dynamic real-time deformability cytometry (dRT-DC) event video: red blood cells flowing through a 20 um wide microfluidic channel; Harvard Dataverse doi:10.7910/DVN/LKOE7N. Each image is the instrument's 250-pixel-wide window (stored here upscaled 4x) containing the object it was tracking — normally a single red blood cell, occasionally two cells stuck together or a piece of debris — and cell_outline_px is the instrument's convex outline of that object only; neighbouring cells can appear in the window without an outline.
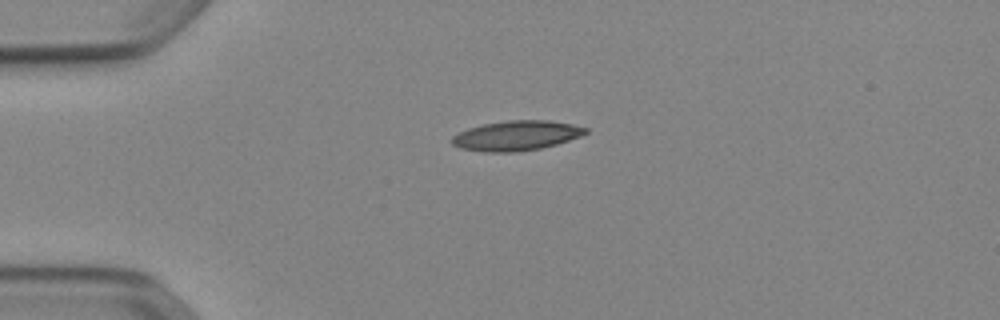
{"species": "Egyptian fruit bat (a non-hibernating species)", "species_latin": "Rousettus aegyptiacus", "temperature_condition": "cold", "stored_images_in_passage": 13, "camera_frame_rate_fps": 3000, "um_per_image_px": 0.085, "animal": {"sex": "female"}, "frame": {"image": 1, "passage_image": 1, "time_ms": 0.0, "image_size_px": [1000, 320], "cell_outline_px": [[588, 132], [580, 136], [556, 144], [540, 148], [516, 152], [484, 152], [460, 148], [452, 144], [452, 136], [468, 128], [484, 124], [508, 120], [548, 120], [572, 124], [588, 128]], "centroid_in_image_um": [43.89, 11.52], "position_along_channel_um": 41.1, "area_um2": 23.12}}
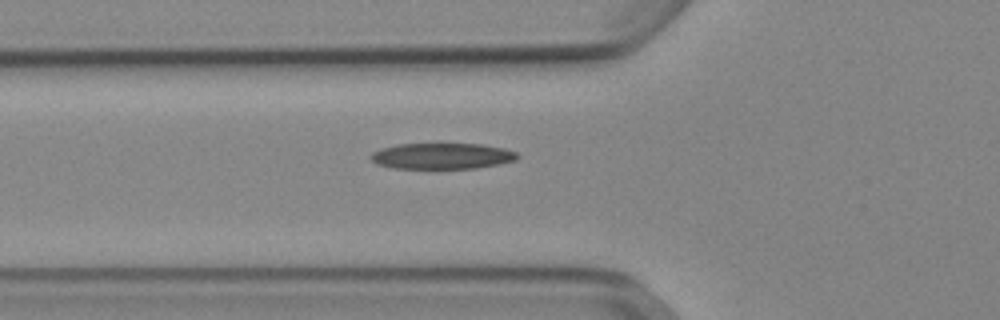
{"frame": {"image": 2, "passage_image": 7, "time_ms": 2.0, "image_size_px": [1000, 320], "cell_outline_px": [[520, 156], [516, 160], [500, 164], [476, 168], [392, 168], [376, 164], [368, 156], [372, 152], [380, 148], [396, 144], [484, 144], [504, 148], [516, 152]], "centroid_in_image_um": [37.56, 13.26], "position_along_channel_um": 88.2, "area_um2": 22.37}}
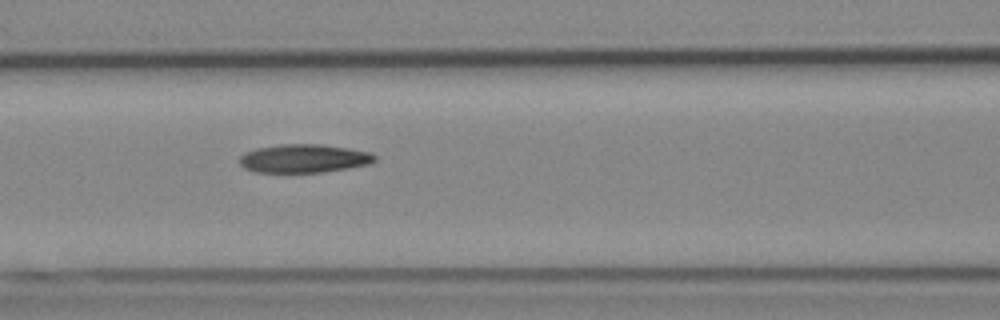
{"frame": {"image": 3, "passage_image": 11, "time_ms": 3.333, "image_size_px": [1000, 320], "cell_outline_px": [[376, 160], [368, 164], [348, 168], [324, 172], [256, 172], [244, 168], [240, 164], [240, 156], [244, 152], [256, 148], [280, 144], [320, 144], [348, 148], [368, 152], [376, 156]], "centroid_in_image_um": [25.8, 13.47], "position_along_channel_um": 140.8, "area_um2": 22.37}}